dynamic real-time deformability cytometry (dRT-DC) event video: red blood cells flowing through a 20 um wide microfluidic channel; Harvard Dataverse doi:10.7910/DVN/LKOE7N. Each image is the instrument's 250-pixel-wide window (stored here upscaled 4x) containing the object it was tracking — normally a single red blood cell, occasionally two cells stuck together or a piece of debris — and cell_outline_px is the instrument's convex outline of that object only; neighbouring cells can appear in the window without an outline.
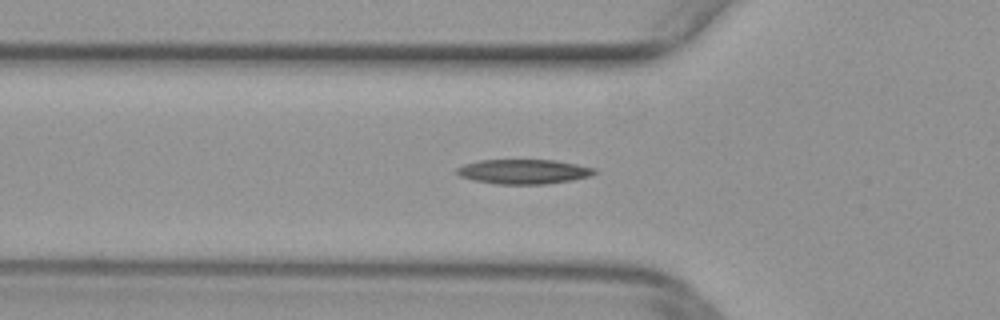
{"species": "common noctule bat (a hibernating species)", "species_latin": "Nyctalus noctula", "temperature_condition": "warm", "stored_images_in_passage": 25, "camera_frame_rate_fps": 3000, "um_per_image_px": 0.085, "animal": {"sex": "female", "body_mass_g": 29.2, "forearm_length_mm": 56.3}, "frame": {"image": 1, "passage_image": 2, "time_ms": 0.333, "image_size_px": [1000, 320], "cell_outline_px": [[596, 172], [592, 176], [572, 180], [548, 184], [496, 184], [476, 180], [460, 176], [456, 172], [456, 168], [464, 164], [480, 160], [556, 160], [596, 168]], "centroid_in_image_um": [44.54, 14.58], "position_along_channel_um": 81.3, "area_um2": 19.77}}
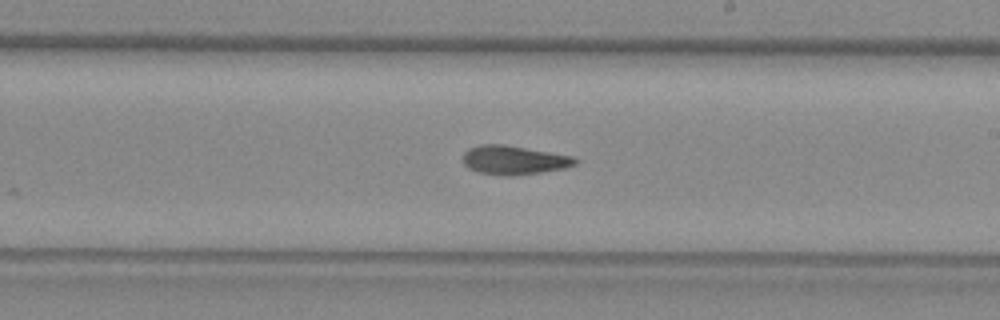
{"frame": {"image": 2, "passage_image": 14, "time_ms": 4.333, "image_size_px": [1000, 320], "cell_outline_px": [[580, 160], [576, 164], [568, 168], [512, 176], [504, 176], [476, 172], [468, 168], [464, 164], [464, 152], [468, 148], [480, 144], [504, 144], [572, 156]], "centroid_in_image_um": [43.69, 13.61], "position_along_channel_um": 245.3, "area_um2": 19.07}}
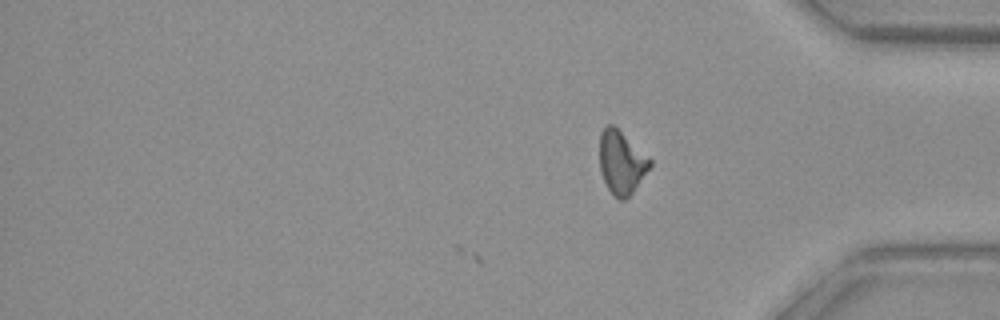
{"frame": {"image": 3, "passage_image": 25, "time_ms": 8.0, "image_size_px": [1000, 320], "cell_outline_px": [[652, 164], [632, 192], [624, 200], [620, 200], [608, 188], [600, 172], [600, 132], [608, 124], [612, 124], [652, 160]], "centroid_in_image_um": [52.81, 13.79], "position_along_channel_um": 382.4, "area_um2": 18.03}}